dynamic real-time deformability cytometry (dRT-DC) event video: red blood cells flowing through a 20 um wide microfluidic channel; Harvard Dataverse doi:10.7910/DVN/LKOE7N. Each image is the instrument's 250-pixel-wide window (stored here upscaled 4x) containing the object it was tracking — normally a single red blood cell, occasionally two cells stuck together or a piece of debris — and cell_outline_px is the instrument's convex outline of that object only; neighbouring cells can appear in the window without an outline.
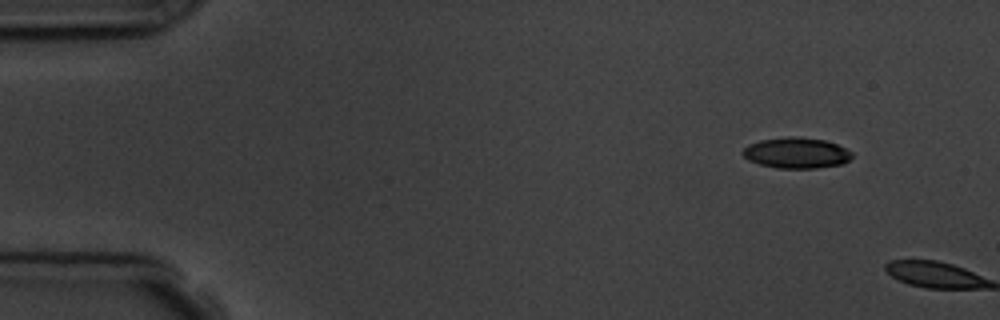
{"species": "common noctule bat (a hibernating species)", "species_latin": "Nyctalus noctula", "temperature_condition": "room temperature", "stored_images_in_passage": 2, "camera_frame_rate_fps": 3000, "um_per_image_px": 0.085, "animal": {"sex": "male", "body_mass_g": 19.5, "forearm_length_mm": 54.6}, "frame": {"image": 1, "passage_image": 1, "time_ms": 0.0, "image_size_px": [1000, 320], "cell_outline_px": [[852, 156], [844, 164], [816, 168], [776, 168], [760, 164], [748, 160], [740, 152], [748, 144], [760, 140], [788, 136], [824, 140], [836, 144], [852, 152]], "centroid_in_image_um": [67.66, 13.0], "position_along_channel_um": 17.3, "area_um2": 19.54}}